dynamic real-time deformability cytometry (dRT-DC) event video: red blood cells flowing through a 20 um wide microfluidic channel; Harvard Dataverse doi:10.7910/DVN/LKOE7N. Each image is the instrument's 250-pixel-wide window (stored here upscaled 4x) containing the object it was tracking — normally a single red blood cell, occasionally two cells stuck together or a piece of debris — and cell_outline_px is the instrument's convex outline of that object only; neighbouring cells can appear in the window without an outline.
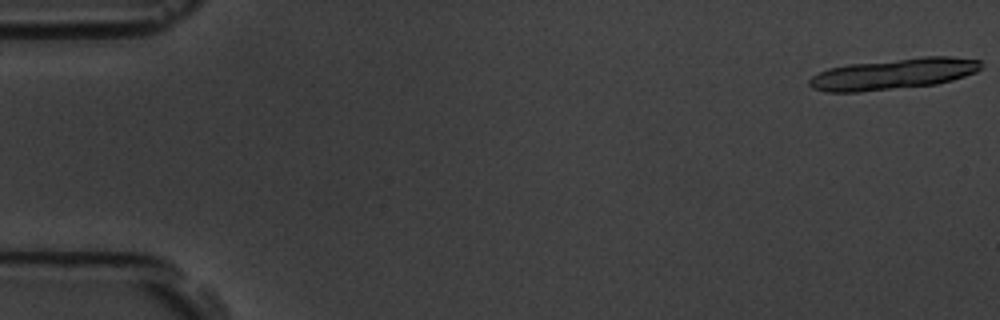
{"species": "common noctule bat (a hibernating species)", "species_latin": "Nyctalus noctula", "temperature_condition": "room temperature", "stored_images_in_passage": 16, "camera_frame_rate_fps": 3000, "um_per_image_px": 0.085, "animal": {"sex": "male", "body_mass_g": 19.5, "forearm_length_mm": 54.6}, "frame": {"image": 1, "passage_image": 1, "time_ms": 0.0, "image_size_px": [1000, 320], "cell_outline_px": [[980, 68], [976, 72], [952, 80], [936, 84], [856, 92], [824, 92], [812, 88], [808, 84], [808, 80], [812, 76], [828, 68], [848, 64], [924, 56], [952, 56], [980, 60]], "centroid_in_image_um": [75.91, 6.27], "position_along_channel_um": 9.1, "area_um2": 30.98}}